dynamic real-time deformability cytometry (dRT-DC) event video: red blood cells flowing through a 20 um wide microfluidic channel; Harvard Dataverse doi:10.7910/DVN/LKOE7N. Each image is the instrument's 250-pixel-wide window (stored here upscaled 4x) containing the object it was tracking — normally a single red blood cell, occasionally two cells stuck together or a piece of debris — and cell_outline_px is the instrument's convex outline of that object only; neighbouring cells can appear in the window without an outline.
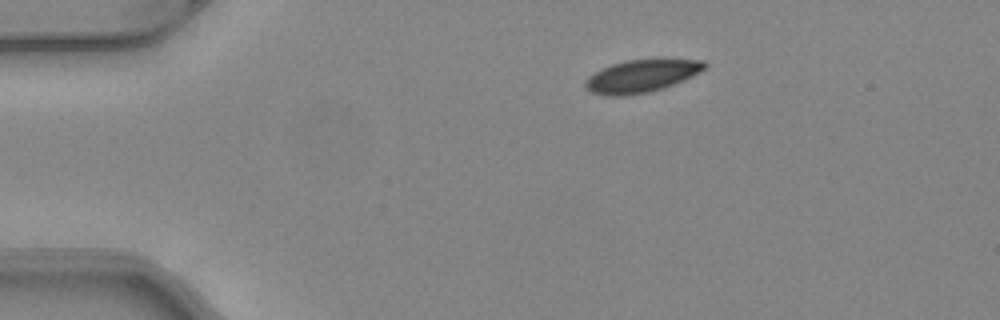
{"species": "common noctule bat (a hibernating species)", "species_latin": "Nyctalus noctula", "temperature_condition": "warm", "stored_images_in_passage": 42, "camera_frame_rate_fps": 3000, "um_per_image_px": 0.085, "animal": {"sex": "female", "body_mass_g": 24.6, "forearm_length_mm": 56.2}, "frame": {"image": 1, "passage_image": 1, "time_ms": 0.0, "image_size_px": [1000, 320], "cell_outline_px": [[708, 64], [700, 72], [692, 76], [672, 84], [648, 92], [624, 96], [612, 96], [592, 92], [584, 88], [584, 80], [588, 76], [612, 64], [628, 60], [704, 60]], "centroid_in_image_um": [54.48, 6.47], "position_along_channel_um": 30.5, "area_um2": 22.14}}
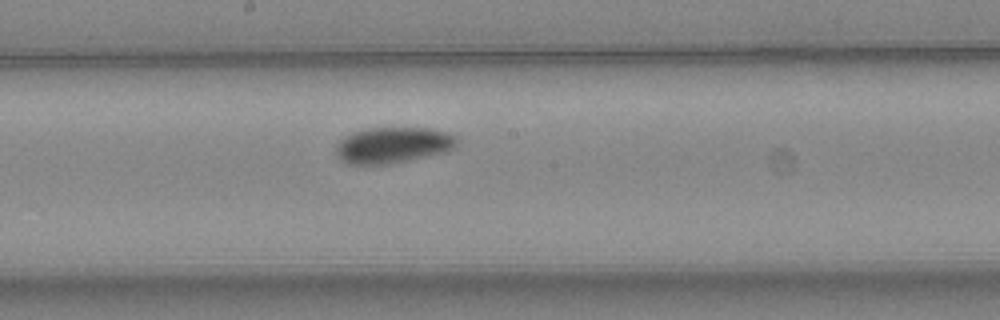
{"frame": {"image": 2, "passage_image": 19, "time_ms": 6.0, "image_size_px": [1000, 320], "cell_outline_px": [[456, 144], [448, 152], [392, 164], [348, 164], [340, 160], [336, 156], [336, 144], [344, 136], [368, 128], [428, 128], [444, 132], [456, 136]], "centroid_in_image_um": [33.37, 12.35], "position_along_channel_um": 214.8, "area_um2": 25.43}}
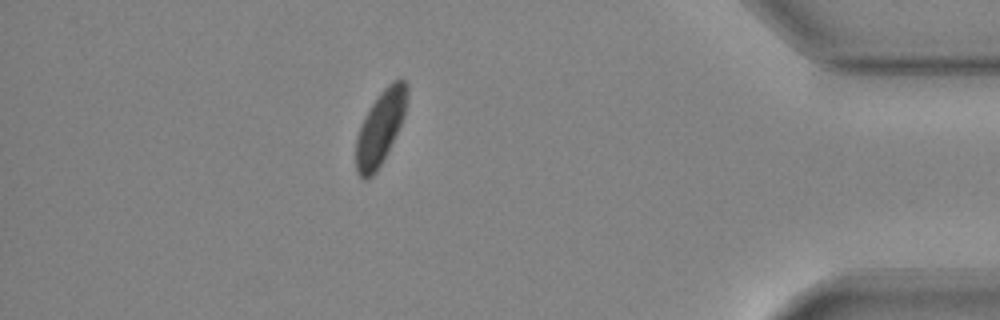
{"frame": {"image": 3, "passage_image": 36, "time_ms": 11.667, "image_size_px": [1000, 320], "cell_outline_px": [[408, 92], [404, 116], [376, 172], [372, 176], [364, 180], [356, 172], [356, 136], [360, 124], [372, 104], [380, 92], [392, 80], [400, 76], [408, 84]], "centroid_in_image_um": [32.32, 10.8], "position_along_channel_um": 402.9, "area_um2": 21.73}, "authors_computed_cell_mechanics": {"area_um2": 24.3338, "velocity_mm_per_s": 4.0765, "shape_relaxation_time_tau1_ms": 3.9263, "shape_relaxation_time_tau2_ms": null, "deformation_change_tau1": 0.0963, "deformation_change_tau2": null}}